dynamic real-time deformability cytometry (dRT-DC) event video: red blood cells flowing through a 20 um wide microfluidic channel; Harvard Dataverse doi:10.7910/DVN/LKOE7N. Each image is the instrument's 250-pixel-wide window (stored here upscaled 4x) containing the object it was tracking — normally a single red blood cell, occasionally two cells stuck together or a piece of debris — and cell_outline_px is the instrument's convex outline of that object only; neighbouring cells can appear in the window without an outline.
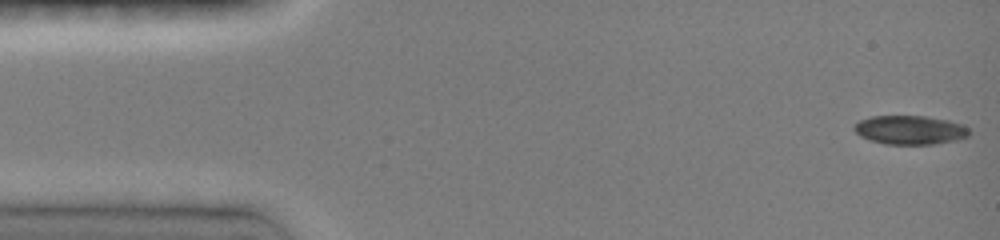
{"species": "common noctule bat (a hibernating species)", "species_latin": "Nyctalus noctula", "temperature_condition": "room temperature", "stored_images_in_passage": 14, "camera_frame_rate_fps": 3000, "um_per_image_px": 0.085, "animal": {"sex": "female", "body_mass_g": 19.0, "forearm_length_mm": 51.5}, "frame": {"image": 1, "passage_image": 1, "time_ms": 0.0, "image_size_px": [1000, 240], "cell_outline_px": [[968, 136], [956, 140], [932, 144], [884, 144], [860, 136], [852, 128], [860, 120], [872, 116], [928, 116], [948, 120], [960, 124], [968, 128]], "centroid_in_image_um": [77.33, 11.04], "position_along_channel_um": 7.7, "area_um2": 19.19}}
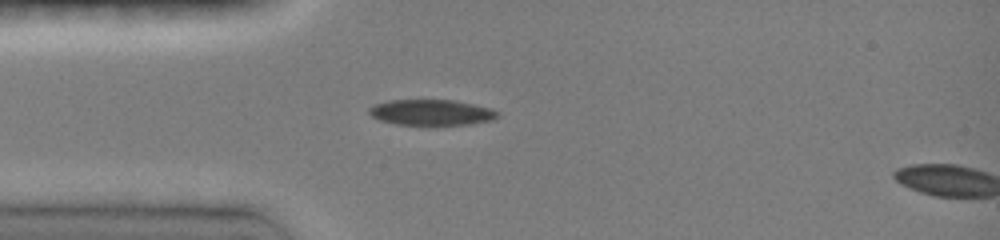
{"frame": {"image": 2, "passage_image": 12, "time_ms": 3.667, "image_size_px": [1000, 240], "cell_outline_px": [[496, 116], [492, 120], [468, 124], [396, 124], [380, 120], [372, 116], [368, 112], [368, 108], [376, 104], [388, 100], [456, 100], [492, 108], [496, 112]], "centroid_in_image_um": [36.64, 9.54], "position_along_channel_um": 48.4, "area_um2": 18.96}}